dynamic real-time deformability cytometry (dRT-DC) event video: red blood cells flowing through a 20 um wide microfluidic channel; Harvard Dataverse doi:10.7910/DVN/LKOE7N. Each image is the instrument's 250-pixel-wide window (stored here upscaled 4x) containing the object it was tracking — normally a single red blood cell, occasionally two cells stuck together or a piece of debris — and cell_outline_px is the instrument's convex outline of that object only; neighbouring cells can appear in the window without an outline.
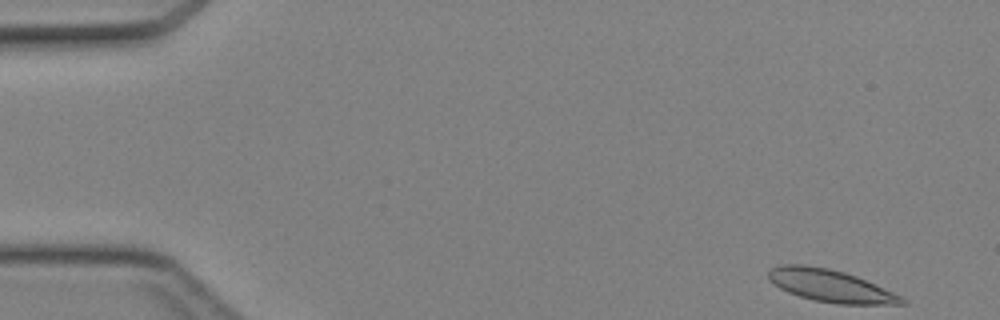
{"species": "Egyptian fruit bat (a non-hibernating species)", "species_latin": "Rousettus aegyptiacus", "temperature_condition": "cold", "stored_images_in_passage": 44, "camera_frame_rate_fps": 3000, "um_per_image_px": 0.085, "animal": {"sex": "female"}, "frame": {"image": 1, "passage_image": 1, "time_ms": 0.0, "image_size_px": [1000, 320], "cell_outline_px": [[908, 304], [836, 304], [816, 300], [800, 296], [788, 292], [780, 288], [768, 280], [768, 272], [772, 268], [780, 264], [804, 264], [828, 268], [844, 272], [856, 276], [892, 292], [908, 300]], "centroid_in_image_um": [70.57, 24.28], "position_along_channel_um": 14.4, "area_um2": 24.97}}
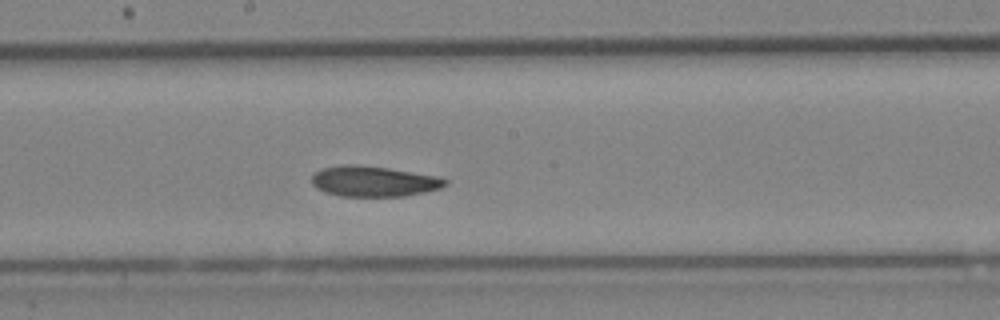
{"frame": {"image": 2, "passage_image": 23, "time_ms": 7.333, "image_size_px": [1000, 320], "cell_outline_px": [[448, 184], [440, 188], [424, 192], [404, 196], [340, 196], [324, 192], [316, 188], [312, 184], [312, 176], [320, 168], [340, 164], [356, 164], [388, 168], [436, 176], [448, 180]], "centroid_in_image_um": [31.72, 15.4], "position_along_channel_um": 216.5, "area_um2": 23.81}}
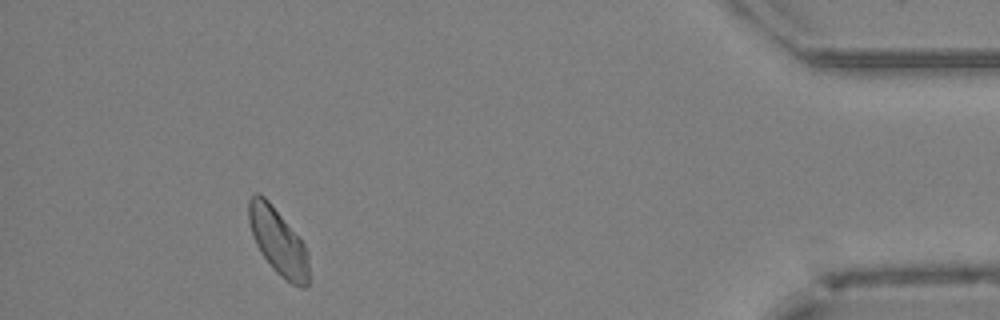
{"frame": {"image": 3, "passage_image": 40, "time_ms": 13.0, "image_size_px": [1000, 320], "cell_outline_px": [[308, 284], [304, 288], [300, 288], [292, 284], [280, 276], [272, 268], [260, 252], [256, 244], [248, 220], [248, 200], [256, 192], [260, 192], [268, 200], [304, 244], [308, 252]], "centroid_in_image_um": [23.63, 20.54], "position_along_channel_um": 411.6, "area_um2": 23.12}}